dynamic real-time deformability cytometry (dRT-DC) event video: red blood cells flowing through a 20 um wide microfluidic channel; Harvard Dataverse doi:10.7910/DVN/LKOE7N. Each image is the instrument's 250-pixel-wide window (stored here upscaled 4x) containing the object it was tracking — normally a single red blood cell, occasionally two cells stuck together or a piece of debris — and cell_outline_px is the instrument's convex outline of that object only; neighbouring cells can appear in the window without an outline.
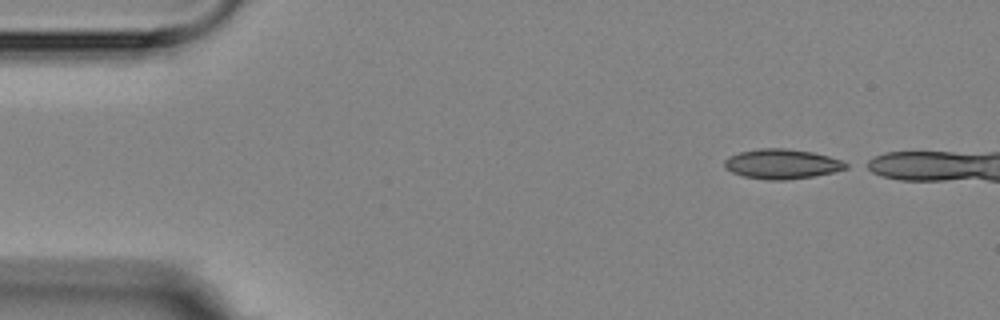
{"species": "Egyptian fruit bat (a non-hibernating species)", "species_latin": "Rousettus aegyptiacus", "temperature_condition": "room temperature", "stored_images_in_passage": 4, "camera_frame_rate_fps": 3000, "um_per_image_px": 0.085, "animal": {"sex": "female"}, "frame": {"image": 1, "passage_image": 1, "time_ms": 0.0, "image_size_px": [1000, 320], "cell_outline_px": [[848, 168], [832, 172], [812, 176], [784, 180], [768, 180], [744, 176], [732, 172], [724, 168], [724, 160], [728, 156], [740, 152], [760, 148], [784, 148], [812, 152], [828, 156], [840, 160], [848, 164]], "centroid_in_image_um": [66.42, 13.93], "position_along_channel_um": 18.6, "area_um2": 20.92}}